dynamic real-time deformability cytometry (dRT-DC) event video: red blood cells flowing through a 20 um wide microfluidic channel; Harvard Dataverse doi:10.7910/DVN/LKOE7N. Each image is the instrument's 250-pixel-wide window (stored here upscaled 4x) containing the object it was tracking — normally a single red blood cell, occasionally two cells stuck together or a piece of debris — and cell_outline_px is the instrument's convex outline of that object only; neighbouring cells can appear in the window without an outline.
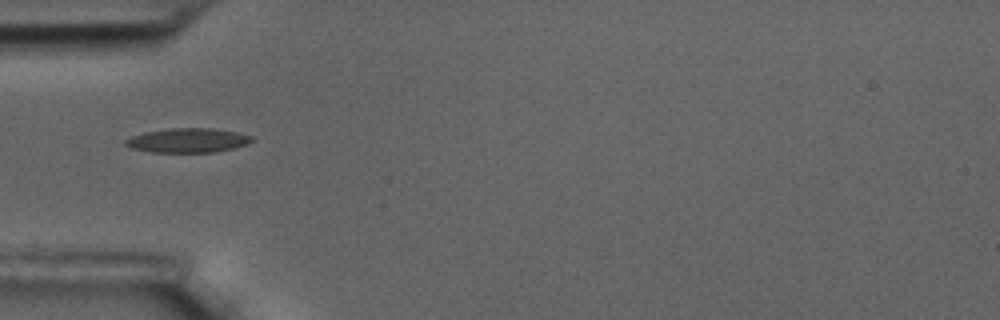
{"species": "common noctule bat (a hibernating species)", "species_latin": "Nyctalus noctula", "temperature_condition": "room temperature", "stored_images_in_passage": 1, "camera_frame_rate_fps": 3000, "um_per_image_px": 0.085, "animal": {"sex": "male", "body_mass_g": 17.5, "forearm_length_mm": 52.3}, "frame": {"image": 1, "passage_image": 1, "time_ms": 0.0, "image_size_px": [1000, 320], "cell_outline_px": [[252, 140], [248, 144], [216, 152], [152, 152], [132, 148], [124, 144], [124, 140], [132, 136], [144, 132], [168, 128], [212, 128], [236, 132], [252, 136]], "centroid_in_image_um": [15.94, 11.93], "position_along_channel_um": 69.1, "area_um2": 17.86}}